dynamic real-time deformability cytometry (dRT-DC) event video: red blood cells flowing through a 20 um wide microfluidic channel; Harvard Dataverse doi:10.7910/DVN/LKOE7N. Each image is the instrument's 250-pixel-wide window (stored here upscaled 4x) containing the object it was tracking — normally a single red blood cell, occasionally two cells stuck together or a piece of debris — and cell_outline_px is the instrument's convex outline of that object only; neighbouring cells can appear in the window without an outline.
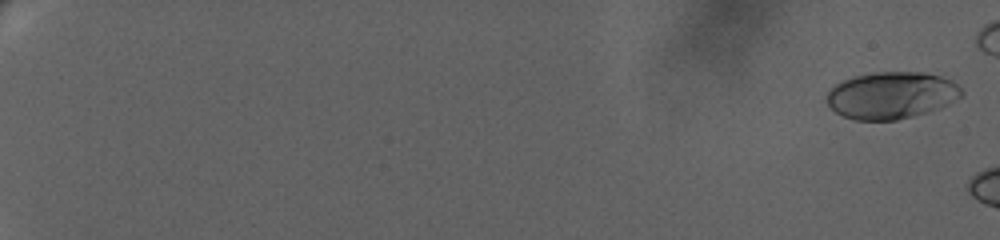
{"species": "human", "species_latin": "Homo sapiens", "temperature_condition": "warm", "stored_images_in_passage": 14, "camera_frame_rate_fps": 3000, "um_per_image_px": 0.085, "donor": {"sex": "female"}, "frame": {"image": 1, "passage_image": 3, "time_ms": 0.333, "image_size_px": [1000, 240], "cell_outline_px": [[964, 96], [940, 108], [928, 112], [896, 120], [852, 120], [836, 112], [828, 104], [824, 96], [836, 84], [844, 80], [856, 76], [876, 72], [924, 72], [940, 76], [952, 80], [964, 92]], "centroid_in_image_um": [75.79, 8.1], "position_along_channel_um": 9.2, "area_um2": 36.99}}